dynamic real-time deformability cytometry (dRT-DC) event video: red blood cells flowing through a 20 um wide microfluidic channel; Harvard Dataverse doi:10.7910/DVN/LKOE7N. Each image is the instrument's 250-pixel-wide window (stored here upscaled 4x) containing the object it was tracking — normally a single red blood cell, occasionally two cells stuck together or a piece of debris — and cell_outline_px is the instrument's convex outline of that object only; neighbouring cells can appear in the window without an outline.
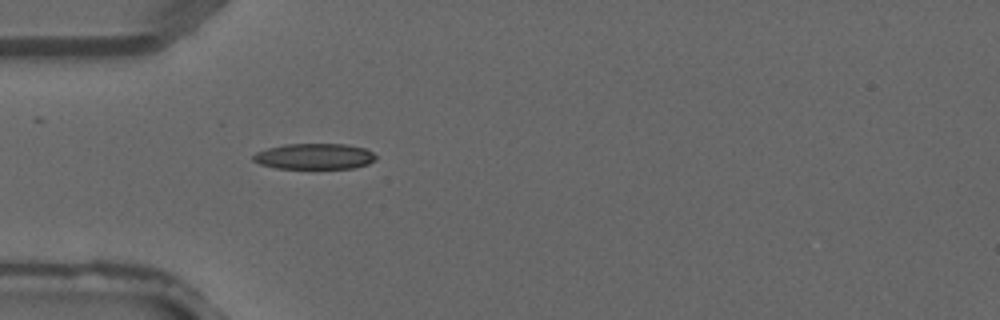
{"species": "common noctule bat (a hibernating species)", "species_latin": "Nyctalus noctula", "temperature_condition": "warm", "stored_images_in_passage": 1, "camera_frame_rate_fps": 3000, "um_per_image_px": 0.085, "animal": {"sex": "male", "forearm_length_mm": 52.5}, "frame": {"image": 1, "passage_image": 1, "time_ms": 0.0, "image_size_px": [1000, 320], "cell_outline_px": [[376, 160], [368, 164], [352, 168], [276, 168], [260, 164], [252, 160], [252, 156], [256, 152], [268, 148], [284, 144], [344, 144], [364, 148], [372, 152], [376, 156]], "centroid_in_image_um": [26.71, 13.29], "position_along_channel_um": 58.3, "area_um2": 18.38}}